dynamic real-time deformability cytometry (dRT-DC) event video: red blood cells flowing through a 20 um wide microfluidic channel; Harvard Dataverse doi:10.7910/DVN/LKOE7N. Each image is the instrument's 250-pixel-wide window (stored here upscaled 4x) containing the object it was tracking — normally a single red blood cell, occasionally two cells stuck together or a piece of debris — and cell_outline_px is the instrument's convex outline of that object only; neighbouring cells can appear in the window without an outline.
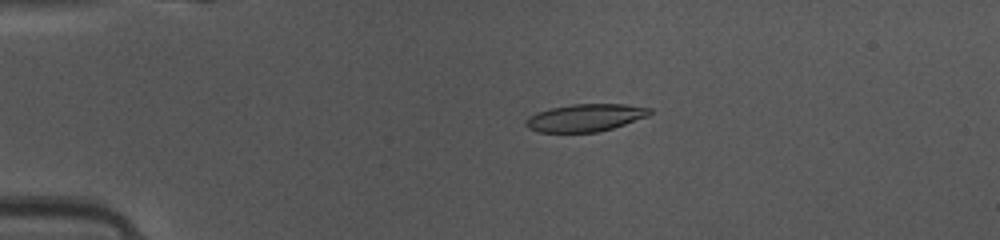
{"species": "common noctule bat (a hibernating species)", "species_latin": "Nyctalus noctula", "temperature_condition": "warm", "stored_images_in_passage": 48, "camera_frame_rate_fps": 3000, "um_per_image_px": 0.085, "animal": {"sex": "female", "body_mass_g": 10.0, "forearm_length_mm": 53.1}, "frame": {"image": 1, "passage_image": 11, "time_ms": 3.333, "image_size_px": [1000, 240], "cell_outline_px": [[652, 112], [648, 116], [612, 128], [596, 132], [540, 132], [528, 128], [524, 124], [528, 116], [536, 112], [552, 108], [572, 104], [624, 104], [652, 108]], "centroid_in_image_um": [49.74, 10.0], "position_along_channel_um": 35.3, "area_um2": 19.77}}
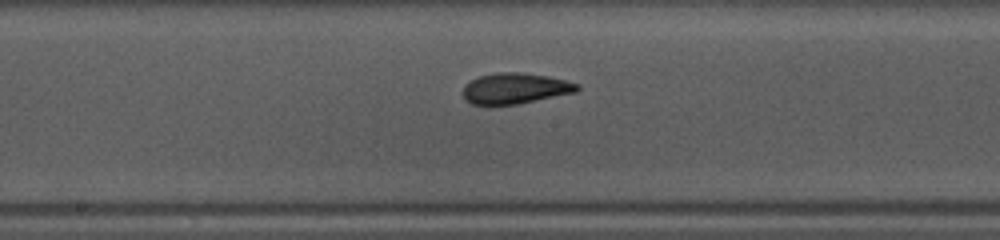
{"frame": {"image": 2, "passage_image": 26, "time_ms": 8.333, "image_size_px": [1000, 240], "cell_outline_px": [[580, 88], [576, 92], [516, 104], [472, 104], [464, 100], [464, 84], [480, 76], [500, 72], [520, 72], [548, 76], [580, 84]], "centroid_in_image_um": [43.8, 7.51], "position_along_channel_um": 204.4, "area_um2": 20.23}}
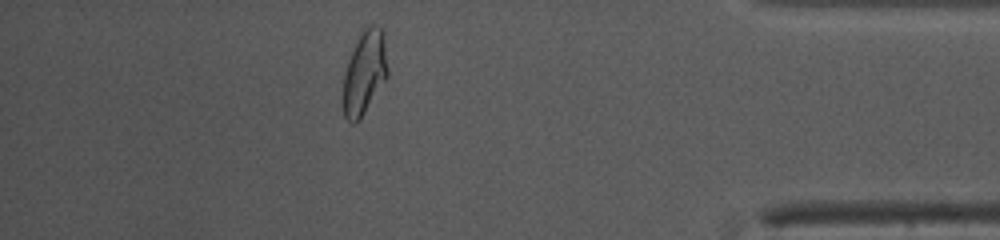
{"frame": {"image": 3, "passage_image": 43, "time_ms": 14.0, "image_size_px": [1000, 240], "cell_outline_px": [[388, 76], [360, 120], [356, 124], [352, 124], [344, 116], [344, 72], [352, 48], [356, 40], [372, 24], [376, 24], [380, 28], [384, 44], [388, 68]], "centroid_in_image_um": [30.98, 6.23], "position_along_channel_um": 404.2, "area_um2": 21.33}, "authors_computed_cell_mechanics": {"area_um2": 20.3456, "velocity_mm_per_s": 4.143, "shape_relaxation_time_tau1_ms": 5.5534, "shape_relaxation_time_tau2_ms": 1.7117, "deformation_change_tau1": 0.2306, "deformation_change_tau2": 0.0858}}